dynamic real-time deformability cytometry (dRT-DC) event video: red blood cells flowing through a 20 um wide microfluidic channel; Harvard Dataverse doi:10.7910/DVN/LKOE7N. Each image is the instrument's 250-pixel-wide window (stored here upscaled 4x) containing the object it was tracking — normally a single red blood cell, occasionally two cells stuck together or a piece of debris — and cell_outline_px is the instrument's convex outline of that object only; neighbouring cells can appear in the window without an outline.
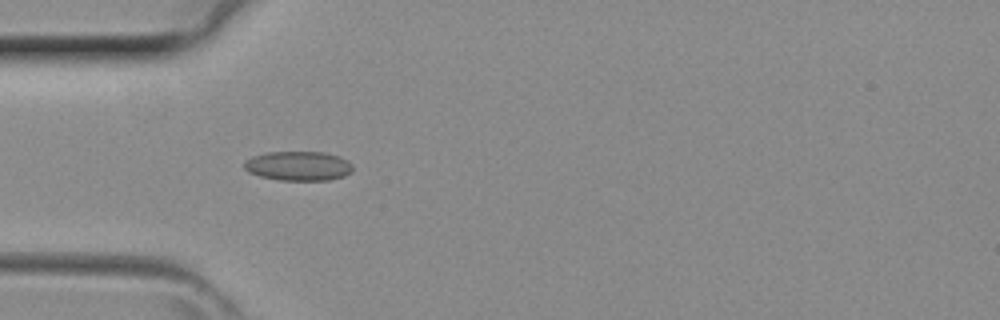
{"species": "common noctule bat (a hibernating species)", "species_latin": "Nyctalus noctula", "temperature_condition": "room temperature", "stored_images_in_passage": 33, "camera_frame_rate_fps": 3000, "um_per_image_px": 0.085, "animal": {"sex": "female", "body_mass_g": 29.2, "forearm_length_mm": 56.3}, "frame": {"image": 1, "passage_image": 7, "time_ms": 2.0, "image_size_px": [1000, 320], "cell_outline_px": [[352, 172], [344, 176], [328, 180], [280, 180], [260, 176], [248, 172], [244, 168], [244, 160], [252, 156], [268, 152], [324, 152], [340, 156], [348, 160], [352, 164]], "centroid_in_image_um": [25.36, 14.1], "position_along_channel_um": 59.6, "area_um2": 18.73}}
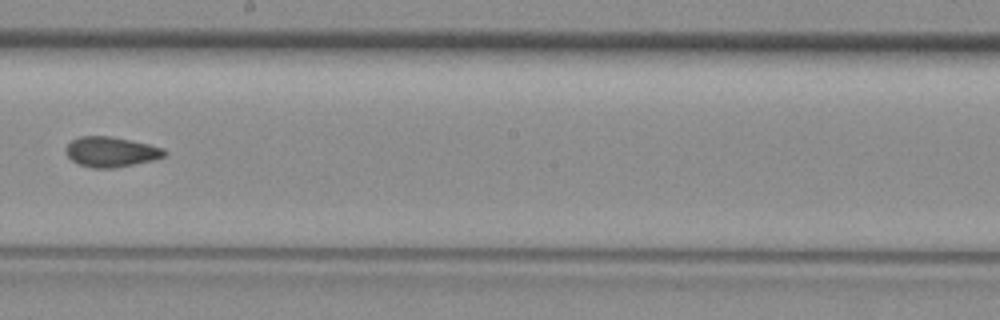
{"frame": {"image": 2, "passage_image": 18, "time_ms": 5.667, "image_size_px": [1000, 320], "cell_outline_px": [[168, 152], [164, 156], [152, 160], [112, 168], [92, 168], [80, 164], [72, 160], [64, 152], [64, 148], [72, 140], [80, 136], [112, 136], [148, 144], [164, 148]], "centroid_in_image_um": [9.41, 12.89], "position_along_channel_um": 238.8, "area_um2": 17.22}}
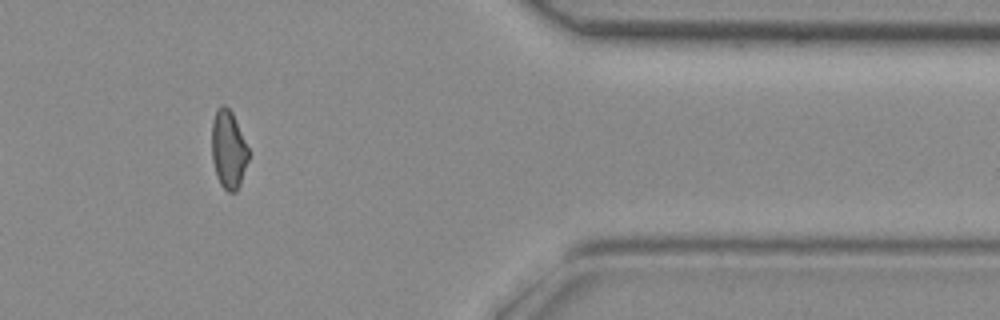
{"frame": {"image": 3, "passage_image": 29, "time_ms": 9.333, "image_size_px": [1000, 320], "cell_outline_px": [[248, 160], [240, 184], [236, 192], [228, 192], [220, 184], [216, 176], [212, 160], [212, 120], [216, 108], [220, 104], [224, 104], [232, 112], [248, 148]], "centroid_in_image_um": [19.39, 12.7], "position_along_channel_um": 392.0, "area_um2": 16.76}}